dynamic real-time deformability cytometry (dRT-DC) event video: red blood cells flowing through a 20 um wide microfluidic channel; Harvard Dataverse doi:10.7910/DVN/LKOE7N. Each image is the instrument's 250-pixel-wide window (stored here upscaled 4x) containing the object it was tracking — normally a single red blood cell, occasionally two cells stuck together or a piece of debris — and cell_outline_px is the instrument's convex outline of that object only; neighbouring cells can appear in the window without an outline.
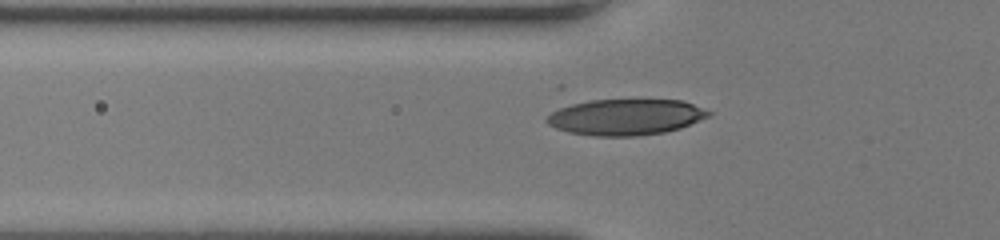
{"species": "human", "species_latin": "Homo sapiens", "temperature_condition": "room temperature", "stored_images_in_passage": 36, "camera_frame_rate_fps": 3000, "um_per_image_px": 0.085, "donor": {"sex": "female"}, "frame": {"image": 1, "passage_image": 6, "time_ms": 1.667, "image_size_px": [1000, 240], "cell_outline_px": [[712, 112], [708, 116], [680, 128], [664, 132], [636, 136], [592, 136], [568, 132], [556, 128], [548, 124], [544, 120], [544, 116], [560, 108], [572, 104], [588, 100], [684, 100]], "centroid_in_image_um": [53.14, 9.95], "position_along_channel_um": 72.7, "area_um2": 33.93}}
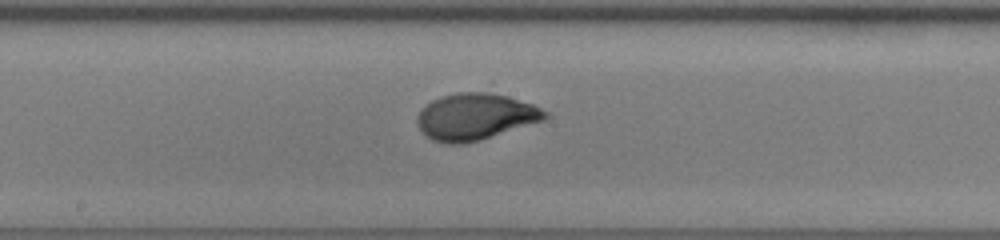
{"frame": {"image": 2, "passage_image": 16, "time_ms": 5.0, "image_size_px": [1000, 240], "cell_outline_px": [[552, 116], [544, 120], [480, 140], [460, 144], [444, 144], [432, 140], [420, 128], [416, 120], [416, 116], [432, 100], [440, 96], [460, 92], [484, 92], [508, 96], [532, 104], [548, 112]], "centroid_in_image_um": [40.43, 9.92], "position_along_channel_um": 207.8, "area_um2": 34.51}}
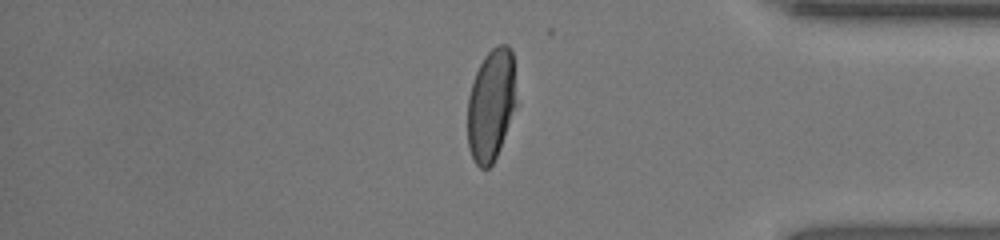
{"frame": {"image": 3, "passage_image": 31, "time_ms": 10.0, "image_size_px": [1000, 240], "cell_outline_px": [[520, 104], [500, 148], [492, 164], [488, 168], [480, 168], [472, 160], [468, 148], [468, 96], [476, 72], [484, 56], [496, 44], [508, 44], [512, 52]], "centroid_in_image_um": [41.81, 8.91], "position_along_channel_um": 393.4, "area_um2": 33.06}}